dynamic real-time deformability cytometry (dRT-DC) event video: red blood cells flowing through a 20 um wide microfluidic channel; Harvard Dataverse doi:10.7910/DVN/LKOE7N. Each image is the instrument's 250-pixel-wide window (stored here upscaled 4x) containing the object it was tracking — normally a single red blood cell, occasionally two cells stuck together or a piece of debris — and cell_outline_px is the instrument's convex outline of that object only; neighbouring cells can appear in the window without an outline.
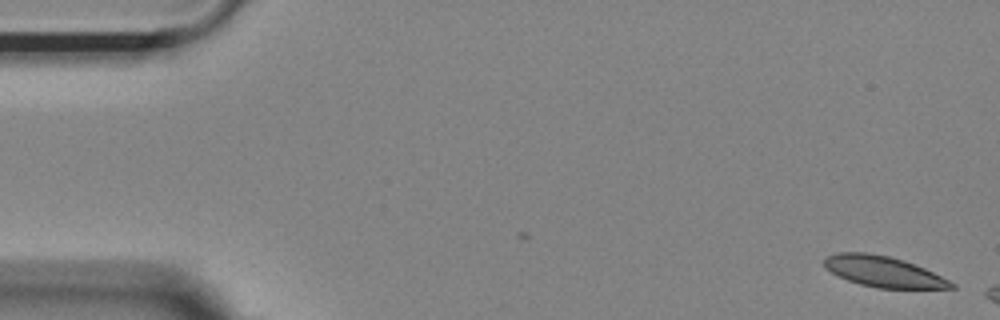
{"species": "Egyptian fruit bat (a non-hibernating species)", "species_latin": "Rousettus aegyptiacus", "temperature_condition": "room temperature", "stored_images_in_passage": 11, "camera_frame_rate_fps": 3000, "um_per_image_px": 0.085, "animal": {"sex": "female"}, "frame": {"image": 1, "passage_image": 1, "time_ms": 0.0, "image_size_px": [1000, 320], "cell_outline_px": [[956, 288], [876, 288], [860, 284], [848, 280], [824, 268], [824, 260], [828, 256], [836, 252], [864, 252], [888, 256], [904, 260], [924, 268], [956, 284]], "centroid_in_image_um": [75.07, 23.08], "position_along_channel_um": 9.9, "area_um2": 22.54}}